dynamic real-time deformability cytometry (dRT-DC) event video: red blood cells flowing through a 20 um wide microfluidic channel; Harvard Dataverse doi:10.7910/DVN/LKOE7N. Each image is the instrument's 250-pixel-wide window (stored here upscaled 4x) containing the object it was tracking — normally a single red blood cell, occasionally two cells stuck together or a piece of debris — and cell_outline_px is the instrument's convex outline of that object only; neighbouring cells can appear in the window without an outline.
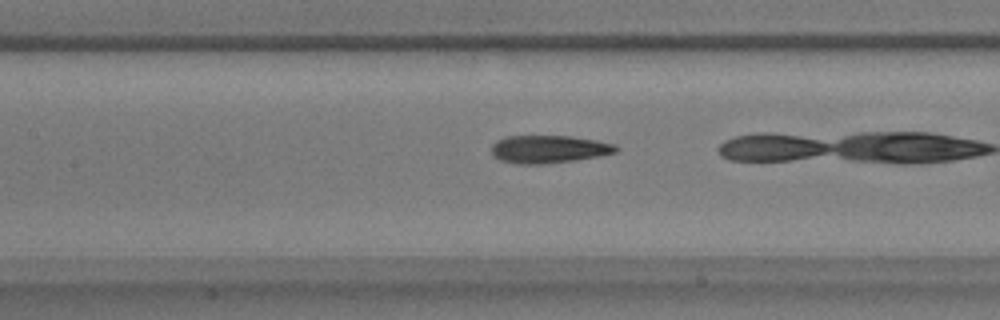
{"species": "common noctule bat (a hibernating species)", "species_latin": "Nyctalus noctula", "temperature_condition": "warm", "stored_images_in_passage": 36, "camera_frame_rate_fps": 3000, "um_per_image_px": 0.085, "animal": {"sex": "male", "body_mass_g": 17.9}, "frame": {"image": 1, "passage_image": 8, "time_ms": 2.333, "image_size_px": [1000, 320], "cell_outline_px": [[620, 148], [616, 152], [600, 156], [576, 160], [540, 164], [520, 164], [500, 160], [492, 156], [492, 144], [496, 140], [508, 136], [568, 136], [596, 140], [616, 144]], "centroid_in_image_um": [46.66, 12.68], "position_along_channel_um": 160.7, "area_um2": 20.23}}